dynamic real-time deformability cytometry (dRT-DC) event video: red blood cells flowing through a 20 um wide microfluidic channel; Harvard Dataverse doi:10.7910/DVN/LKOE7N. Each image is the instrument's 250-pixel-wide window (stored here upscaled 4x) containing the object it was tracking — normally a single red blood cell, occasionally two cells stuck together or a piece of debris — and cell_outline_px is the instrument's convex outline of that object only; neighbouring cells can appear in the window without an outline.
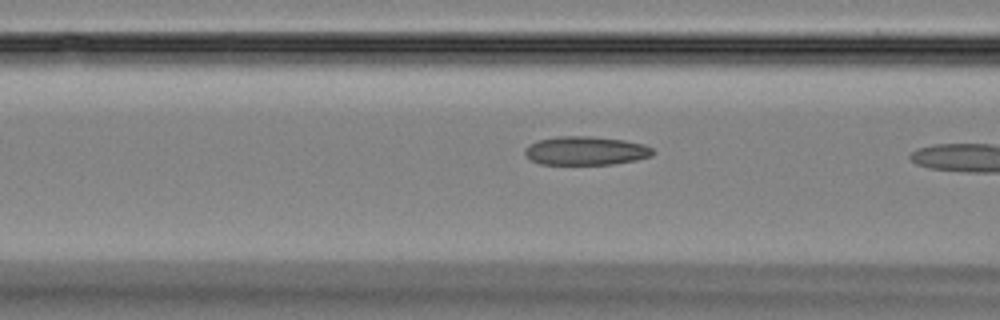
{"species": "Egyptian fruit bat (a non-hibernating species)", "species_latin": "Rousettus aegyptiacus", "temperature_condition": "room temperature", "stored_images_in_passage": 8, "camera_frame_rate_fps": 3000, "um_per_image_px": 0.085, "animal": {"sex": "female"}, "frame": {"image": 1, "passage_image": 6, "time_ms": 1.667, "image_size_px": [1000, 320], "cell_outline_px": [[656, 152], [652, 156], [636, 160], [612, 164], [540, 164], [524, 156], [524, 148], [528, 144], [536, 140], [556, 136], [588, 136], [624, 140], [644, 144], [652, 148]], "centroid_in_image_um": [49.76, 12.81], "position_along_channel_um": 116.8, "area_um2": 21.62}}